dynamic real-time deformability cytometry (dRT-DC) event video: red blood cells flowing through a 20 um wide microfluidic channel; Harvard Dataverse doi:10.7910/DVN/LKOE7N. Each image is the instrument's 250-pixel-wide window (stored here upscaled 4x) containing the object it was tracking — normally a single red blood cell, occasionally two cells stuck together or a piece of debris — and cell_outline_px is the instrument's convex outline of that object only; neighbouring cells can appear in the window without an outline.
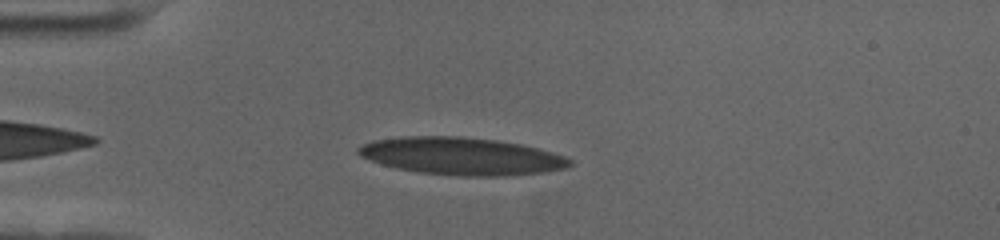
{"species": "human", "species_latin": "Homo sapiens", "temperature_condition": "cold", "stored_images_in_passage": 45, "camera_frame_rate_fps": 3000, "um_per_image_px": 0.085, "donor": {"sex": "female"}, "frame": {"image": 1, "passage_image": 2, "time_ms": 0.333, "image_size_px": [1000, 240], "cell_outline_px": [[572, 164], [568, 168], [544, 172], [504, 176], [460, 176], [420, 172], [396, 168], [360, 156], [356, 152], [356, 148], [372, 140], [404, 136], [460, 136], [496, 140], [520, 144], [552, 152], [564, 156], [572, 160]], "centroid_in_image_um": [39.24, 13.27], "position_along_channel_um": 45.8, "area_um2": 46.07}}
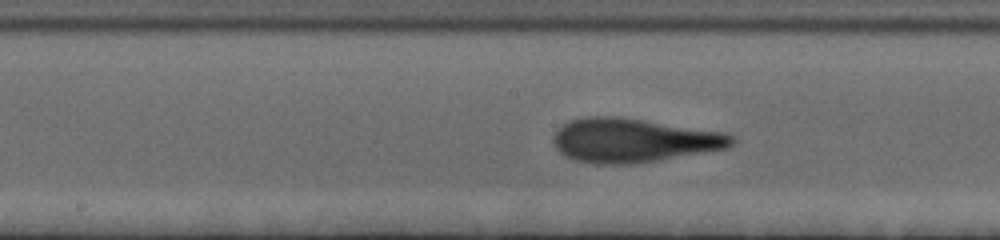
{"frame": {"image": 2, "passage_image": 17, "time_ms": 5.333, "image_size_px": [1000, 240], "cell_outline_px": [[736, 140], [728, 148], [632, 164], [596, 164], [576, 160], [564, 156], [556, 148], [552, 140], [552, 136], [568, 120], [584, 116], [620, 116], [728, 132]], "centroid_in_image_um": [53.84, 11.91], "position_along_channel_um": 194.4, "area_um2": 46.01}}
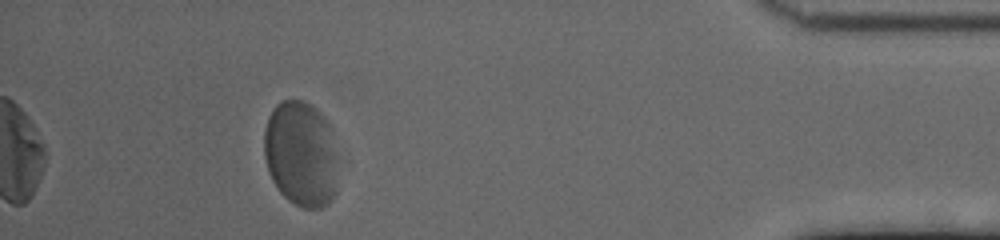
{"frame": {"image": 3, "passage_image": 40, "time_ms": 13.0, "image_size_px": [1000, 240], "cell_outline_px": [[336, 192], [332, 200], [328, 204], [320, 208], [304, 208], [288, 200], [280, 192], [272, 180], [268, 172], [264, 156], [264, 128], [268, 116], [276, 104], [280, 100], [304, 100], [312, 104], [328, 120], [332, 152]], "centroid_in_image_um": [25.5, 13.06], "position_along_channel_um": 409.7, "area_um2": 45.03}, "authors_computed_cell_mechanics": {"area_um2": 45.0262, "velocity_mm_per_s": 3.4448, "shape_relaxation_time_tau1_ms": 6.0342, "shape_relaxation_time_tau2_ms": 0.9792, "deformation_change_tau1": 0.2119, "deformation_change_tau2": 0.0743}}